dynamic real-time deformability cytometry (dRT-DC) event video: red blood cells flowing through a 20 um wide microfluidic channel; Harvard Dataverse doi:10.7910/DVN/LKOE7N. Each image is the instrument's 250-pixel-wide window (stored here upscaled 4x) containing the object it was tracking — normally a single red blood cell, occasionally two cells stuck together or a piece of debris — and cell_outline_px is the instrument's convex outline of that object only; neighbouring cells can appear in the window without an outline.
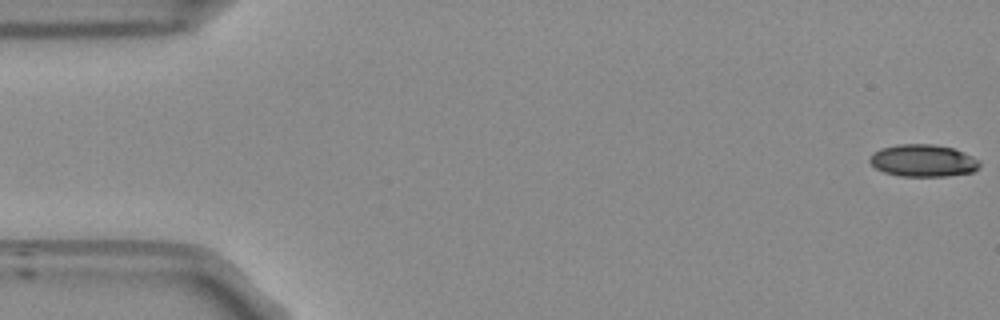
{"species": "Egyptian fruit bat (a non-hibernating species)", "species_latin": "Rousettus aegyptiacus", "temperature_condition": "room temperature", "stored_images_in_passage": 53, "camera_frame_rate_fps": 3000, "um_per_image_px": 0.085, "frame": {"image": 1, "passage_image": 1, "time_ms": 0.0, "image_size_px": [1000, 320], "cell_outline_px": [[980, 168], [972, 172], [948, 176], [900, 176], [884, 172], [876, 168], [868, 160], [872, 152], [880, 148], [896, 144], [936, 144], [952, 148], [972, 156], [980, 160]], "centroid_in_image_um": [78.45, 13.65], "position_along_channel_um": 6.5, "area_um2": 20.81}}
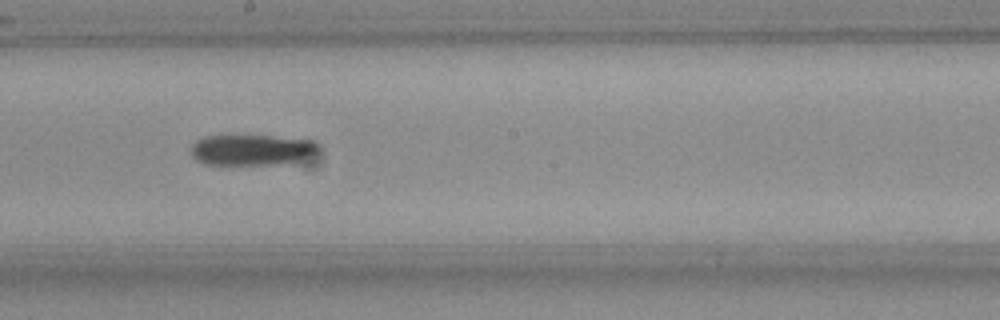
{"frame": {"image": 2, "passage_image": 29, "time_ms": 9.333, "image_size_px": [1000, 320], "cell_outline_px": [[316, 152], [300, 160], [276, 164], [204, 164], [196, 160], [192, 156], [192, 144], [196, 140], [204, 136], [228, 132], [272, 136], [308, 140], [316, 144]], "centroid_in_image_um": [21.26, 12.68], "position_along_channel_um": 226.9, "area_um2": 23.35}}
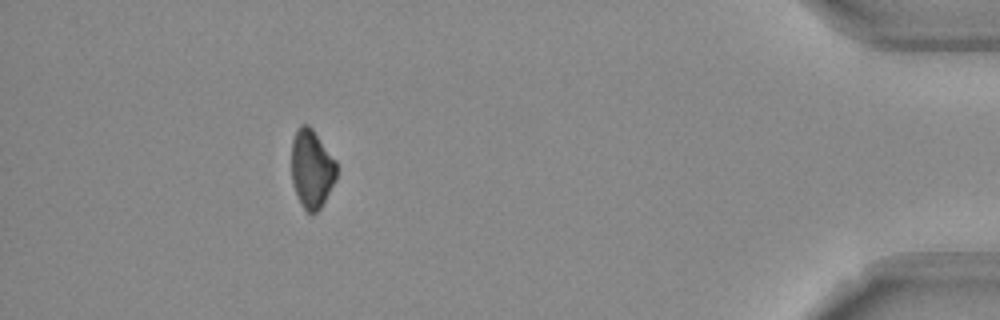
{"frame": {"image": 3, "passage_image": 48, "time_ms": 15.667, "image_size_px": [1000, 320], "cell_outline_px": [[336, 180], [320, 208], [316, 212], [308, 212], [304, 208], [296, 192], [292, 180], [292, 140], [300, 124], [308, 124], [312, 128], [336, 160]], "centroid_in_image_um": [26.5, 14.31], "position_along_channel_um": 408.7, "area_um2": 20.35}, "authors_computed_cell_mechanics": {"area_um2": 22.0218, "velocity_mm_per_s": 3.8217, "shape_relaxation_time_tau1_ms": 10.7447, "shape_relaxation_time_tau2_ms": null, "deformation_change_tau1": 0.1798, "deformation_change_tau2": null}}